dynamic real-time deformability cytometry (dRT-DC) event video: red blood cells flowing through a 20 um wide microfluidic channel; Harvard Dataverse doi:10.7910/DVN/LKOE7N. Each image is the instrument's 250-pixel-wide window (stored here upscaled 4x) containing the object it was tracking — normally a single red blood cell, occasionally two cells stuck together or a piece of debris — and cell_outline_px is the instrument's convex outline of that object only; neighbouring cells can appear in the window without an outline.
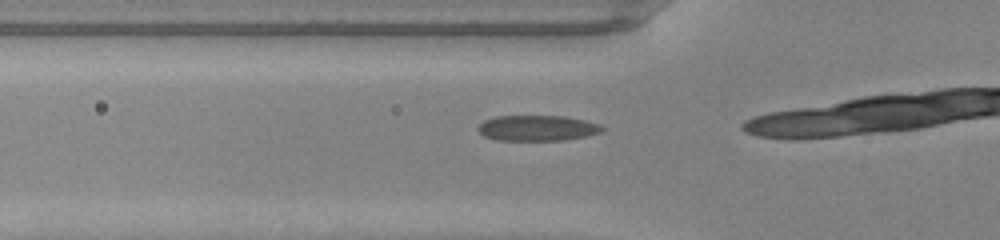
{"species": "common noctule bat (a hibernating species)", "species_latin": "Nyctalus noctula", "temperature_condition": "warm", "stored_images_in_passage": 15, "camera_frame_rate_fps": 3000, "um_per_image_px": 0.085, "animal": {"sex": "male", "body_mass_g": 20.0, "forearm_length_mm": 53.3}, "frame": {"image": 1, "passage_image": 12, "time_ms": 3.667, "image_size_px": [1000, 240], "cell_outline_px": [[604, 128], [600, 132], [588, 136], [564, 140], [496, 140], [484, 136], [476, 128], [484, 120], [496, 116], [564, 116], [584, 120], [600, 124]], "centroid_in_image_um": [45.66, 10.88], "position_along_channel_um": 80.1, "area_um2": 18.5}}